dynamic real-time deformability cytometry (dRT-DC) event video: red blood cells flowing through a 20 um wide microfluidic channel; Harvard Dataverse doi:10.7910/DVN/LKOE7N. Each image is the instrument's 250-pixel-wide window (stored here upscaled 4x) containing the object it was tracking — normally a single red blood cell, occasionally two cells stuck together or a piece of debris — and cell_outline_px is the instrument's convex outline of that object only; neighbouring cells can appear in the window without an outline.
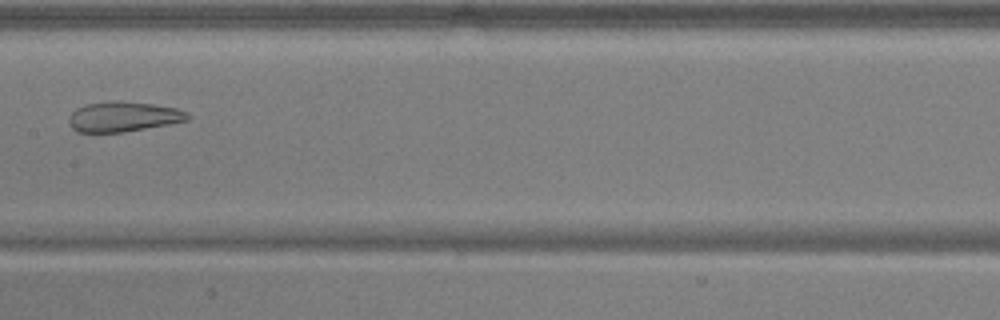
{"species": "common noctule bat (a hibernating species)", "species_latin": "Nyctalus noctula", "temperature_condition": "warm", "stored_images_in_passage": 8, "camera_frame_rate_fps": 3000, "um_per_image_px": 0.085, "animal": {"sex": "male", "body_mass_g": 17.9, "forearm_length_mm": 54.2}, "frame": {"image": 1, "passage_image": 8, "time_ms": 2.333, "image_size_px": [1000, 320], "cell_outline_px": [[192, 116], [188, 120], [168, 124], [124, 132], [76, 132], [72, 128], [68, 120], [72, 112], [76, 108], [84, 104], [152, 104], [176, 108], [188, 112]], "centroid_in_image_um": [10.5, 9.97], "position_along_channel_um": 196.9, "area_um2": 19.88}}